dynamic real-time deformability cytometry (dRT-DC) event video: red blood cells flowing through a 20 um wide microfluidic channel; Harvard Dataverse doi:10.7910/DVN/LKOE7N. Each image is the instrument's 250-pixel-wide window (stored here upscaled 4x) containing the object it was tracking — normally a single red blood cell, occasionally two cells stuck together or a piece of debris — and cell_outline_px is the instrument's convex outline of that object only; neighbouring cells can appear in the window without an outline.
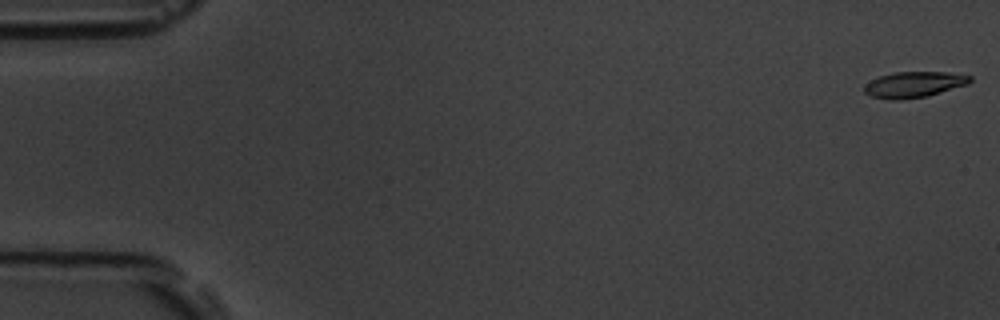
{"species": "common noctule bat (a hibernating species)", "species_latin": "Nyctalus noctula", "temperature_condition": "room temperature", "stored_images_in_passage": 55, "camera_frame_rate_fps": 3000, "um_per_image_px": 0.085, "animal": {"sex": "male", "body_mass_g": 19.5, "forearm_length_mm": 54.6}, "frame": {"image": 1, "passage_image": 1, "time_ms": 0.0, "image_size_px": [1000, 320], "cell_outline_px": [[972, 80], [968, 84], [928, 96], [900, 100], [888, 100], [872, 96], [864, 92], [864, 84], [880, 76], [896, 72], [948, 72], [972, 76]], "centroid_in_image_um": [77.69, 7.19], "position_along_channel_um": 7.3, "area_um2": 15.95}}
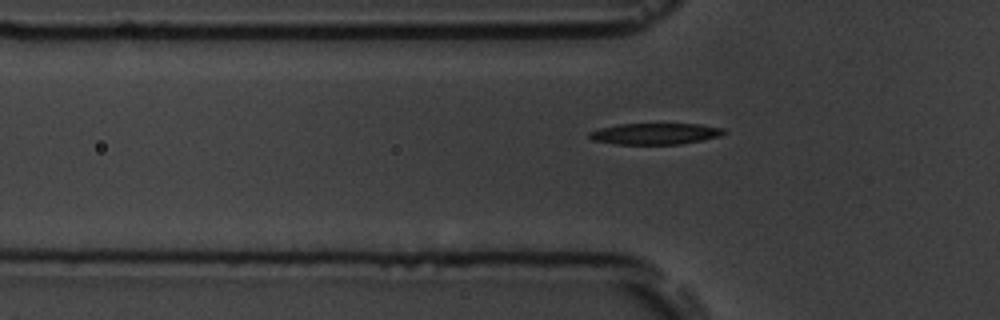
{"frame": {"image": 2, "passage_image": 18, "time_ms": 5.667, "image_size_px": [1000, 320], "cell_outline_px": [[728, 132], [720, 136], [680, 144], [616, 144], [592, 140], [588, 136], [588, 132], [600, 128], [620, 124], [700, 124], [724, 128]], "centroid_in_image_um": [55.69, 11.36], "position_along_channel_um": 70.1, "area_um2": 16.65}}
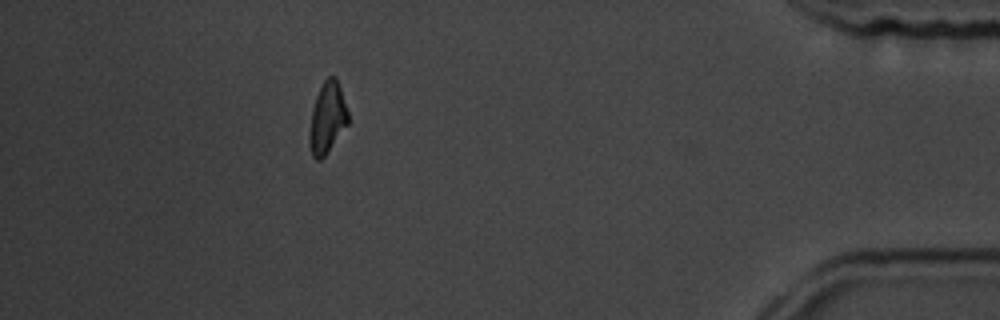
{"frame": {"image": 3, "passage_image": 49, "time_ms": 16.0, "image_size_px": [1000, 320], "cell_outline_px": [[348, 124], [324, 156], [320, 160], [316, 160], [312, 156], [312, 108], [316, 96], [324, 80], [328, 76], [336, 76], [348, 112]], "centroid_in_image_um": [27.87, 9.96], "position_along_channel_um": 407.3, "area_um2": 15.2}, "authors_computed_cell_mechanics": {"area_um2": 16.762, "velocity_mm_per_s": 3.7653, "shape_relaxation_time_tau1_ms": 4.2717, "shape_relaxation_time_tau2_ms": null, "deformation_change_tau1": 0.1337, "deformation_change_tau2": null}}